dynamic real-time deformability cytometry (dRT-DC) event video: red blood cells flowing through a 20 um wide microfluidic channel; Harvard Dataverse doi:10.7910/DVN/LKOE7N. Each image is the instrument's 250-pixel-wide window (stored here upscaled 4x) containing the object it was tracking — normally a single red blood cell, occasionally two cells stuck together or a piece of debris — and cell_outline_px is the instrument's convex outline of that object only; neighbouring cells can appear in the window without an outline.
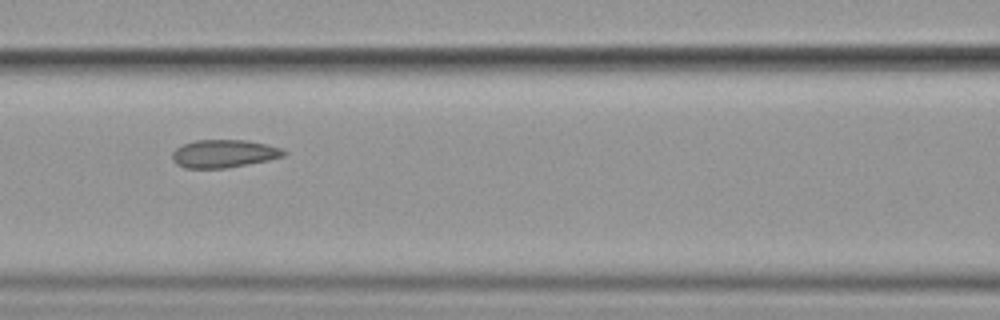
{"species": "common noctule bat (a hibernating species)", "species_latin": "Nyctalus noctula", "temperature_condition": "cold", "stored_images_in_passage": 11, "camera_frame_rate_fps": 3000, "um_per_image_px": 0.085, "animal": {"sex": "female", "body_mass_g": 19.9}, "frame": {"image": 1, "passage_image": 7, "time_ms": 7.667, "image_size_px": [1000, 320], "cell_outline_px": [[288, 152], [284, 156], [268, 160], [224, 168], [184, 168], [176, 164], [172, 160], [172, 152], [176, 148], [184, 144], [196, 140], [248, 140], [268, 144], [280, 148]], "centroid_in_image_um": [19.02, 13.05], "position_along_channel_um": 147.6, "area_um2": 18.15}}
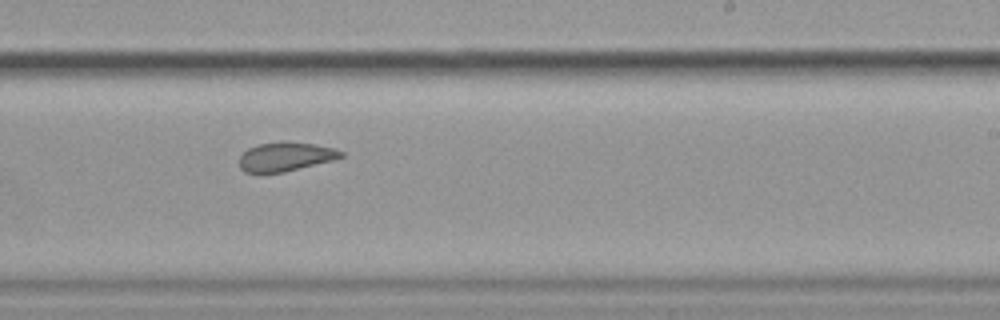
{"frame": {"image": 2, "passage_image": 10, "time_ms": 11.0, "image_size_px": [1000, 320], "cell_outline_px": [[344, 156], [332, 160], [284, 172], [244, 172], [240, 168], [240, 156], [248, 148], [260, 144], [284, 140], [312, 144], [332, 148], [344, 152]], "centroid_in_image_um": [24.26, 13.3], "position_along_channel_um": 264.7, "area_um2": 16.99}}
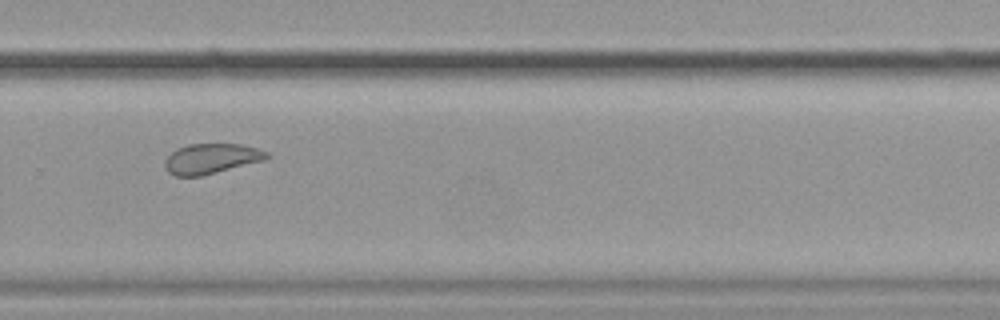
{"frame": {"image": 3, "passage_image": 11, "time_ms": 12.333, "image_size_px": [1000, 320], "cell_outline_px": [[272, 156], [264, 160], [200, 176], [176, 176], [168, 172], [164, 168], [164, 160], [176, 148], [188, 144], [240, 144], [256, 148], [268, 152]], "centroid_in_image_um": [17.93, 13.48], "position_along_channel_um": 311.9, "area_um2": 17.86}}